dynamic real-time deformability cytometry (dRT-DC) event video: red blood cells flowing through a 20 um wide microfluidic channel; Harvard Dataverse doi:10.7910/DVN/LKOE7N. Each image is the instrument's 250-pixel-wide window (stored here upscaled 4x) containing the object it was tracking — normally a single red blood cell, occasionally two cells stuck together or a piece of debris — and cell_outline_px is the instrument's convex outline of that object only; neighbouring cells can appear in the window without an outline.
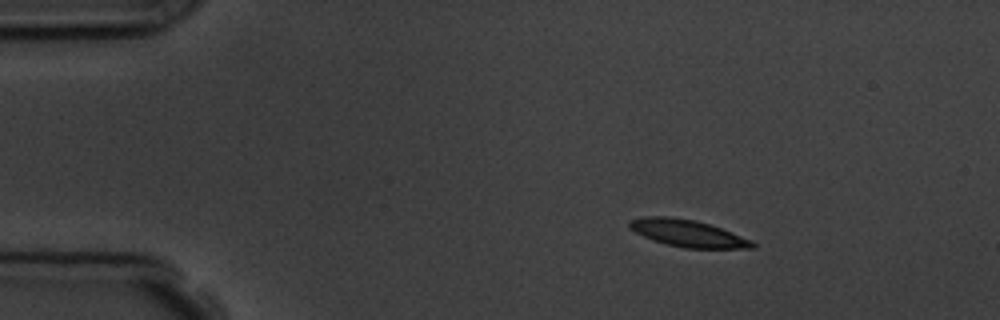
{"species": "common noctule bat (a hibernating species)", "species_latin": "Nyctalus noctula", "temperature_condition": "room temperature", "stored_images_in_passage": 3, "camera_frame_rate_fps": 3000, "um_per_image_px": 0.085, "animal": {"sex": "male", "body_mass_g": 19.5, "forearm_length_mm": 54.6}, "frame": {"image": 1, "passage_image": 1, "time_ms": 0.0, "image_size_px": [1000, 320], "cell_outline_px": [[756, 248], [684, 248], [652, 240], [628, 228], [628, 220], [644, 216], [668, 216], [696, 220], [720, 228], [752, 240], [756, 244]], "centroid_in_image_um": [58.43, 19.82], "position_along_channel_um": 26.6, "area_um2": 19.31}}